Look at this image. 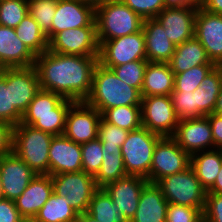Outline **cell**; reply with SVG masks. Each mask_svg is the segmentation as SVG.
I'll return each instance as SVG.
<instances>
[{"label":"cell","mask_w":222,"mask_h":222,"mask_svg":"<svg viewBox=\"0 0 222 222\" xmlns=\"http://www.w3.org/2000/svg\"><path fill=\"white\" fill-rule=\"evenodd\" d=\"M20 222H38L35 218H22Z\"/></svg>","instance_id":"cell-55"},{"label":"cell","mask_w":222,"mask_h":222,"mask_svg":"<svg viewBox=\"0 0 222 222\" xmlns=\"http://www.w3.org/2000/svg\"><path fill=\"white\" fill-rule=\"evenodd\" d=\"M87 213L99 222H129L103 188L94 192Z\"/></svg>","instance_id":"cell-33"},{"label":"cell","mask_w":222,"mask_h":222,"mask_svg":"<svg viewBox=\"0 0 222 222\" xmlns=\"http://www.w3.org/2000/svg\"><path fill=\"white\" fill-rule=\"evenodd\" d=\"M36 56L17 37L15 29L0 25V69L31 67Z\"/></svg>","instance_id":"cell-22"},{"label":"cell","mask_w":222,"mask_h":222,"mask_svg":"<svg viewBox=\"0 0 222 222\" xmlns=\"http://www.w3.org/2000/svg\"><path fill=\"white\" fill-rule=\"evenodd\" d=\"M99 46L106 40L142 30L144 20L121 0L108 1L95 9Z\"/></svg>","instance_id":"cell-4"},{"label":"cell","mask_w":222,"mask_h":222,"mask_svg":"<svg viewBox=\"0 0 222 222\" xmlns=\"http://www.w3.org/2000/svg\"><path fill=\"white\" fill-rule=\"evenodd\" d=\"M102 118L112 125L128 131L142 126L141 106H119L105 110Z\"/></svg>","instance_id":"cell-34"},{"label":"cell","mask_w":222,"mask_h":222,"mask_svg":"<svg viewBox=\"0 0 222 222\" xmlns=\"http://www.w3.org/2000/svg\"><path fill=\"white\" fill-rule=\"evenodd\" d=\"M171 137L190 156L213 148L212 129L206 116L179 120Z\"/></svg>","instance_id":"cell-14"},{"label":"cell","mask_w":222,"mask_h":222,"mask_svg":"<svg viewBox=\"0 0 222 222\" xmlns=\"http://www.w3.org/2000/svg\"><path fill=\"white\" fill-rule=\"evenodd\" d=\"M0 175L3 197L17 199L37 175L14 152L0 157Z\"/></svg>","instance_id":"cell-15"},{"label":"cell","mask_w":222,"mask_h":222,"mask_svg":"<svg viewBox=\"0 0 222 222\" xmlns=\"http://www.w3.org/2000/svg\"><path fill=\"white\" fill-rule=\"evenodd\" d=\"M28 11V0H0V25L15 29Z\"/></svg>","instance_id":"cell-39"},{"label":"cell","mask_w":222,"mask_h":222,"mask_svg":"<svg viewBox=\"0 0 222 222\" xmlns=\"http://www.w3.org/2000/svg\"><path fill=\"white\" fill-rule=\"evenodd\" d=\"M162 136L141 126L129 131L121 146L124 167L127 175L140 176L150 182V167L156 143Z\"/></svg>","instance_id":"cell-6"},{"label":"cell","mask_w":222,"mask_h":222,"mask_svg":"<svg viewBox=\"0 0 222 222\" xmlns=\"http://www.w3.org/2000/svg\"><path fill=\"white\" fill-rule=\"evenodd\" d=\"M52 194L51 175L37 174L24 192L14 201L23 218H34Z\"/></svg>","instance_id":"cell-23"},{"label":"cell","mask_w":222,"mask_h":222,"mask_svg":"<svg viewBox=\"0 0 222 222\" xmlns=\"http://www.w3.org/2000/svg\"><path fill=\"white\" fill-rule=\"evenodd\" d=\"M199 6L165 7L155 18L166 29L175 45L194 37L196 12Z\"/></svg>","instance_id":"cell-17"},{"label":"cell","mask_w":222,"mask_h":222,"mask_svg":"<svg viewBox=\"0 0 222 222\" xmlns=\"http://www.w3.org/2000/svg\"><path fill=\"white\" fill-rule=\"evenodd\" d=\"M207 193L222 194V166L217 175L214 185L207 191Z\"/></svg>","instance_id":"cell-51"},{"label":"cell","mask_w":222,"mask_h":222,"mask_svg":"<svg viewBox=\"0 0 222 222\" xmlns=\"http://www.w3.org/2000/svg\"><path fill=\"white\" fill-rule=\"evenodd\" d=\"M170 96L142 97L141 122L149 131L172 136L179 123Z\"/></svg>","instance_id":"cell-11"},{"label":"cell","mask_w":222,"mask_h":222,"mask_svg":"<svg viewBox=\"0 0 222 222\" xmlns=\"http://www.w3.org/2000/svg\"><path fill=\"white\" fill-rule=\"evenodd\" d=\"M80 2H83L84 4H87L89 6H92L94 9L98 8L102 4L111 1V0H79Z\"/></svg>","instance_id":"cell-52"},{"label":"cell","mask_w":222,"mask_h":222,"mask_svg":"<svg viewBox=\"0 0 222 222\" xmlns=\"http://www.w3.org/2000/svg\"><path fill=\"white\" fill-rule=\"evenodd\" d=\"M203 217L209 222H222V194L206 193Z\"/></svg>","instance_id":"cell-45"},{"label":"cell","mask_w":222,"mask_h":222,"mask_svg":"<svg viewBox=\"0 0 222 222\" xmlns=\"http://www.w3.org/2000/svg\"><path fill=\"white\" fill-rule=\"evenodd\" d=\"M168 204L161 188L148 182L141 191L137 211L130 222H166Z\"/></svg>","instance_id":"cell-25"},{"label":"cell","mask_w":222,"mask_h":222,"mask_svg":"<svg viewBox=\"0 0 222 222\" xmlns=\"http://www.w3.org/2000/svg\"><path fill=\"white\" fill-rule=\"evenodd\" d=\"M78 216L66 197L53 192L34 218L38 222H74Z\"/></svg>","instance_id":"cell-31"},{"label":"cell","mask_w":222,"mask_h":222,"mask_svg":"<svg viewBox=\"0 0 222 222\" xmlns=\"http://www.w3.org/2000/svg\"><path fill=\"white\" fill-rule=\"evenodd\" d=\"M22 115L11 105L10 96V68L0 69V121L18 125Z\"/></svg>","instance_id":"cell-35"},{"label":"cell","mask_w":222,"mask_h":222,"mask_svg":"<svg viewBox=\"0 0 222 222\" xmlns=\"http://www.w3.org/2000/svg\"><path fill=\"white\" fill-rule=\"evenodd\" d=\"M129 131L107 123L103 118L98 126V139L102 146H119L126 141Z\"/></svg>","instance_id":"cell-42"},{"label":"cell","mask_w":222,"mask_h":222,"mask_svg":"<svg viewBox=\"0 0 222 222\" xmlns=\"http://www.w3.org/2000/svg\"><path fill=\"white\" fill-rule=\"evenodd\" d=\"M102 149V142L98 138L81 144L82 171L93 177L98 173L103 161Z\"/></svg>","instance_id":"cell-40"},{"label":"cell","mask_w":222,"mask_h":222,"mask_svg":"<svg viewBox=\"0 0 222 222\" xmlns=\"http://www.w3.org/2000/svg\"><path fill=\"white\" fill-rule=\"evenodd\" d=\"M213 113L222 116V87L220 90V94L218 95L216 107Z\"/></svg>","instance_id":"cell-54"},{"label":"cell","mask_w":222,"mask_h":222,"mask_svg":"<svg viewBox=\"0 0 222 222\" xmlns=\"http://www.w3.org/2000/svg\"><path fill=\"white\" fill-rule=\"evenodd\" d=\"M53 192L66 197L80 214L87 212L96 187L95 178L84 171L61 173L51 176Z\"/></svg>","instance_id":"cell-9"},{"label":"cell","mask_w":222,"mask_h":222,"mask_svg":"<svg viewBox=\"0 0 222 222\" xmlns=\"http://www.w3.org/2000/svg\"><path fill=\"white\" fill-rule=\"evenodd\" d=\"M85 102L101 114L119 106H141V92L122 82L112 69L98 63L93 74L92 88Z\"/></svg>","instance_id":"cell-2"},{"label":"cell","mask_w":222,"mask_h":222,"mask_svg":"<svg viewBox=\"0 0 222 222\" xmlns=\"http://www.w3.org/2000/svg\"><path fill=\"white\" fill-rule=\"evenodd\" d=\"M41 90L35 66L10 68L11 105L21 114Z\"/></svg>","instance_id":"cell-21"},{"label":"cell","mask_w":222,"mask_h":222,"mask_svg":"<svg viewBox=\"0 0 222 222\" xmlns=\"http://www.w3.org/2000/svg\"><path fill=\"white\" fill-rule=\"evenodd\" d=\"M190 166L195 171L202 187L208 191L215 183L222 166V149H212L191 155Z\"/></svg>","instance_id":"cell-29"},{"label":"cell","mask_w":222,"mask_h":222,"mask_svg":"<svg viewBox=\"0 0 222 222\" xmlns=\"http://www.w3.org/2000/svg\"><path fill=\"white\" fill-rule=\"evenodd\" d=\"M147 63V60H136L114 66L111 69L122 82L141 92Z\"/></svg>","instance_id":"cell-38"},{"label":"cell","mask_w":222,"mask_h":222,"mask_svg":"<svg viewBox=\"0 0 222 222\" xmlns=\"http://www.w3.org/2000/svg\"><path fill=\"white\" fill-rule=\"evenodd\" d=\"M171 101L177 117L180 120L200 118L201 116L196 112V99L194 92H172L170 94Z\"/></svg>","instance_id":"cell-41"},{"label":"cell","mask_w":222,"mask_h":222,"mask_svg":"<svg viewBox=\"0 0 222 222\" xmlns=\"http://www.w3.org/2000/svg\"><path fill=\"white\" fill-rule=\"evenodd\" d=\"M4 198L3 197V190H2V185H1V175H0V199Z\"/></svg>","instance_id":"cell-56"},{"label":"cell","mask_w":222,"mask_h":222,"mask_svg":"<svg viewBox=\"0 0 222 222\" xmlns=\"http://www.w3.org/2000/svg\"><path fill=\"white\" fill-rule=\"evenodd\" d=\"M168 63L174 75L198 65H216L211 62L205 48L195 37L176 45L173 56Z\"/></svg>","instance_id":"cell-27"},{"label":"cell","mask_w":222,"mask_h":222,"mask_svg":"<svg viewBox=\"0 0 222 222\" xmlns=\"http://www.w3.org/2000/svg\"><path fill=\"white\" fill-rule=\"evenodd\" d=\"M102 151L103 161L98 173L94 176L97 188H104L106 185L128 176L124 167L121 147L103 146Z\"/></svg>","instance_id":"cell-30"},{"label":"cell","mask_w":222,"mask_h":222,"mask_svg":"<svg viewBox=\"0 0 222 222\" xmlns=\"http://www.w3.org/2000/svg\"><path fill=\"white\" fill-rule=\"evenodd\" d=\"M146 57L148 62L168 63L173 56L176 45L169 40L166 29L156 18L143 22Z\"/></svg>","instance_id":"cell-24"},{"label":"cell","mask_w":222,"mask_h":222,"mask_svg":"<svg viewBox=\"0 0 222 222\" xmlns=\"http://www.w3.org/2000/svg\"><path fill=\"white\" fill-rule=\"evenodd\" d=\"M58 0H28V13L39 24L46 34L48 41L51 39L52 19L56 12Z\"/></svg>","instance_id":"cell-36"},{"label":"cell","mask_w":222,"mask_h":222,"mask_svg":"<svg viewBox=\"0 0 222 222\" xmlns=\"http://www.w3.org/2000/svg\"><path fill=\"white\" fill-rule=\"evenodd\" d=\"M194 37L205 48L211 62L222 65V15L209 13L199 6L196 12Z\"/></svg>","instance_id":"cell-16"},{"label":"cell","mask_w":222,"mask_h":222,"mask_svg":"<svg viewBox=\"0 0 222 222\" xmlns=\"http://www.w3.org/2000/svg\"><path fill=\"white\" fill-rule=\"evenodd\" d=\"M48 50L58 54L99 56L96 27L71 28L56 33L48 41Z\"/></svg>","instance_id":"cell-13"},{"label":"cell","mask_w":222,"mask_h":222,"mask_svg":"<svg viewBox=\"0 0 222 222\" xmlns=\"http://www.w3.org/2000/svg\"><path fill=\"white\" fill-rule=\"evenodd\" d=\"M165 7L200 6L201 0H164Z\"/></svg>","instance_id":"cell-50"},{"label":"cell","mask_w":222,"mask_h":222,"mask_svg":"<svg viewBox=\"0 0 222 222\" xmlns=\"http://www.w3.org/2000/svg\"><path fill=\"white\" fill-rule=\"evenodd\" d=\"M82 171L81 145L64 135L53 136L49 148V175Z\"/></svg>","instance_id":"cell-20"},{"label":"cell","mask_w":222,"mask_h":222,"mask_svg":"<svg viewBox=\"0 0 222 222\" xmlns=\"http://www.w3.org/2000/svg\"><path fill=\"white\" fill-rule=\"evenodd\" d=\"M102 114L85 101H74L68 110L63 135L77 144L98 138Z\"/></svg>","instance_id":"cell-12"},{"label":"cell","mask_w":222,"mask_h":222,"mask_svg":"<svg viewBox=\"0 0 222 222\" xmlns=\"http://www.w3.org/2000/svg\"><path fill=\"white\" fill-rule=\"evenodd\" d=\"M215 66L216 65H198L180 74H175L173 91L194 92Z\"/></svg>","instance_id":"cell-37"},{"label":"cell","mask_w":222,"mask_h":222,"mask_svg":"<svg viewBox=\"0 0 222 222\" xmlns=\"http://www.w3.org/2000/svg\"><path fill=\"white\" fill-rule=\"evenodd\" d=\"M147 183L148 180L143 177L128 175L106 185L103 189L118 207L119 212L130 222L137 211L141 191Z\"/></svg>","instance_id":"cell-19"},{"label":"cell","mask_w":222,"mask_h":222,"mask_svg":"<svg viewBox=\"0 0 222 222\" xmlns=\"http://www.w3.org/2000/svg\"><path fill=\"white\" fill-rule=\"evenodd\" d=\"M174 76L169 63L148 62L141 96H170L174 90Z\"/></svg>","instance_id":"cell-26"},{"label":"cell","mask_w":222,"mask_h":222,"mask_svg":"<svg viewBox=\"0 0 222 222\" xmlns=\"http://www.w3.org/2000/svg\"><path fill=\"white\" fill-rule=\"evenodd\" d=\"M22 218L14 200L0 199V222H20Z\"/></svg>","instance_id":"cell-46"},{"label":"cell","mask_w":222,"mask_h":222,"mask_svg":"<svg viewBox=\"0 0 222 222\" xmlns=\"http://www.w3.org/2000/svg\"><path fill=\"white\" fill-rule=\"evenodd\" d=\"M206 117L212 129L213 149H222V116L211 113Z\"/></svg>","instance_id":"cell-48"},{"label":"cell","mask_w":222,"mask_h":222,"mask_svg":"<svg viewBox=\"0 0 222 222\" xmlns=\"http://www.w3.org/2000/svg\"><path fill=\"white\" fill-rule=\"evenodd\" d=\"M203 210L169 203L166 222H198L203 217Z\"/></svg>","instance_id":"cell-44"},{"label":"cell","mask_w":222,"mask_h":222,"mask_svg":"<svg viewBox=\"0 0 222 222\" xmlns=\"http://www.w3.org/2000/svg\"><path fill=\"white\" fill-rule=\"evenodd\" d=\"M191 156L171 136L161 137L155 145L150 167V183L185 171L190 167Z\"/></svg>","instance_id":"cell-8"},{"label":"cell","mask_w":222,"mask_h":222,"mask_svg":"<svg viewBox=\"0 0 222 222\" xmlns=\"http://www.w3.org/2000/svg\"><path fill=\"white\" fill-rule=\"evenodd\" d=\"M222 87V65H216L195 90L196 112L207 116L214 112Z\"/></svg>","instance_id":"cell-28"},{"label":"cell","mask_w":222,"mask_h":222,"mask_svg":"<svg viewBox=\"0 0 222 222\" xmlns=\"http://www.w3.org/2000/svg\"><path fill=\"white\" fill-rule=\"evenodd\" d=\"M157 185L169 203L204 209L207 191L190 166L185 171L162 178Z\"/></svg>","instance_id":"cell-7"},{"label":"cell","mask_w":222,"mask_h":222,"mask_svg":"<svg viewBox=\"0 0 222 222\" xmlns=\"http://www.w3.org/2000/svg\"><path fill=\"white\" fill-rule=\"evenodd\" d=\"M53 135L19 123L13 130V152L36 174L49 175V148Z\"/></svg>","instance_id":"cell-5"},{"label":"cell","mask_w":222,"mask_h":222,"mask_svg":"<svg viewBox=\"0 0 222 222\" xmlns=\"http://www.w3.org/2000/svg\"><path fill=\"white\" fill-rule=\"evenodd\" d=\"M80 222H99L87 212L80 213L78 216Z\"/></svg>","instance_id":"cell-53"},{"label":"cell","mask_w":222,"mask_h":222,"mask_svg":"<svg viewBox=\"0 0 222 222\" xmlns=\"http://www.w3.org/2000/svg\"><path fill=\"white\" fill-rule=\"evenodd\" d=\"M99 63L107 68L136 60H147L143 30L104 41L99 46Z\"/></svg>","instance_id":"cell-10"},{"label":"cell","mask_w":222,"mask_h":222,"mask_svg":"<svg viewBox=\"0 0 222 222\" xmlns=\"http://www.w3.org/2000/svg\"><path fill=\"white\" fill-rule=\"evenodd\" d=\"M79 27H96L95 9L79 0H58L51 38L61 31Z\"/></svg>","instance_id":"cell-18"},{"label":"cell","mask_w":222,"mask_h":222,"mask_svg":"<svg viewBox=\"0 0 222 222\" xmlns=\"http://www.w3.org/2000/svg\"><path fill=\"white\" fill-rule=\"evenodd\" d=\"M200 7L209 13L222 15V0H201Z\"/></svg>","instance_id":"cell-49"},{"label":"cell","mask_w":222,"mask_h":222,"mask_svg":"<svg viewBox=\"0 0 222 222\" xmlns=\"http://www.w3.org/2000/svg\"><path fill=\"white\" fill-rule=\"evenodd\" d=\"M17 37L38 56L48 50V39L35 19L27 13L15 28Z\"/></svg>","instance_id":"cell-32"},{"label":"cell","mask_w":222,"mask_h":222,"mask_svg":"<svg viewBox=\"0 0 222 222\" xmlns=\"http://www.w3.org/2000/svg\"><path fill=\"white\" fill-rule=\"evenodd\" d=\"M14 126L0 121V157L13 152Z\"/></svg>","instance_id":"cell-47"},{"label":"cell","mask_w":222,"mask_h":222,"mask_svg":"<svg viewBox=\"0 0 222 222\" xmlns=\"http://www.w3.org/2000/svg\"><path fill=\"white\" fill-rule=\"evenodd\" d=\"M73 102L60 94L40 90L28 105L20 123L53 136L63 135L67 113Z\"/></svg>","instance_id":"cell-3"},{"label":"cell","mask_w":222,"mask_h":222,"mask_svg":"<svg viewBox=\"0 0 222 222\" xmlns=\"http://www.w3.org/2000/svg\"><path fill=\"white\" fill-rule=\"evenodd\" d=\"M98 57L58 54L50 50L36 56L34 66L41 90L73 101H85L91 92Z\"/></svg>","instance_id":"cell-1"},{"label":"cell","mask_w":222,"mask_h":222,"mask_svg":"<svg viewBox=\"0 0 222 222\" xmlns=\"http://www.w3.org/2000/svg\"><path fill=\"white\" fill-rule=\"evenodd\" d=\"M143 20L155 18L164 8V0H121Z\"/></svg>","instance_id":"cell-43"},{"label":"cell","mask_w":222,"mask_h":222,"mask_svg":"<svg viewBox=\"0 0 222 222\" xmlns=\"http://www.w3.org/2000/svg\"><path fill=\"white\" fill-rule=\"evenodd\" d=\"M198 222H209V221L206 220L204 217H202Z\"/></svg>","instance_id":"cell-57"}]
</instances>
